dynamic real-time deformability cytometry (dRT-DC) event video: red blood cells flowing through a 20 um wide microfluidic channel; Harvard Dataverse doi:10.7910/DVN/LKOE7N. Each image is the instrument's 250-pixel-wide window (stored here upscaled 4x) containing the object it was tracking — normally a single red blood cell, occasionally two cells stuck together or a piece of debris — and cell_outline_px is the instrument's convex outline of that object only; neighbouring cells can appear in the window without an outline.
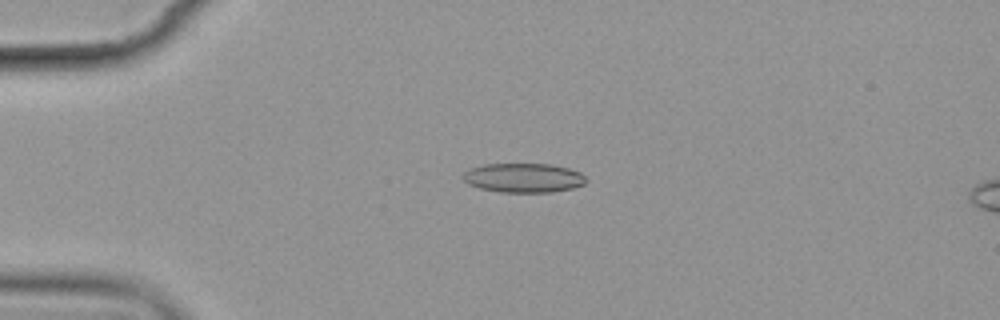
{"species": "common noctule bat (a hibernating species)", "species_latin": "Nyctalus noctula", "temperature_condition": "cold", "stored_images_in_passage": 7, "camera_frame_rate_fps": 3000, "um_per_image_px": 0.085, "animal": {"sex": "female", "body_mass_g": 19.9}, "frame": {"image": 1, "passage_image": 5, "time_ms": 4.333, "image_size_px": [1000, 320], "cell_outline_px": [[588, 180], [584, 184], [572, 188], [552, 192], [500, 192], [480, 188], [468, 184], [460, 176], [464, 172], [472, 168], [484, 164], [552, 164], [568, 168], [580, 172]], "centroid_in_image_um": [44.5, 15.11], "position_along_channel_um": 40.5, "area_um2": 21.04}}
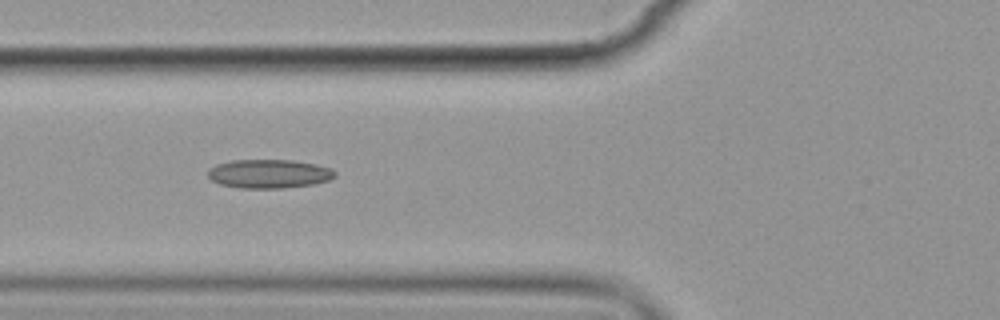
{"frame": {"image": 2, "passage_image": 7, "time_ms": 7.0, "image_size_px": [1000, 320], "cell_outline_px": [[336, 176], [328, 180], [312, 184], [284, 188], [240, 188], [220, 184], [212, 180], [208, 176], [208, 172], [216, 164], [232, 160], [292, 160], [316, 164], [332, 168], [336, 172]], "centroid_in_image_um": [22.89, 14.77], "position_along_channel_um": 102.9, "area_um2": 21.27}}